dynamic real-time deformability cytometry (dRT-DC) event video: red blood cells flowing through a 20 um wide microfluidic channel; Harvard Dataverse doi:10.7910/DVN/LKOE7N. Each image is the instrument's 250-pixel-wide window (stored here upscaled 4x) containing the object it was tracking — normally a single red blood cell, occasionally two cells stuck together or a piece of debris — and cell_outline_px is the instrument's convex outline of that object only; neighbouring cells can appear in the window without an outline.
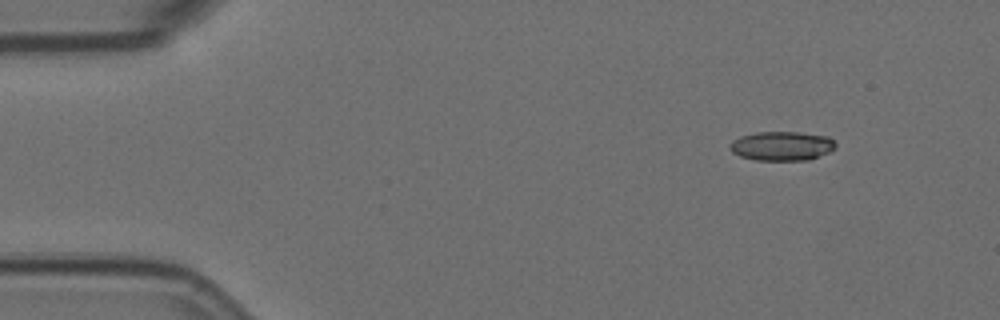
{"species": "Egyptian fruit bat (a non-hibernating species)", "species_latin": "Rousettus aegyptiacus", "temperature_condition": "room temperature", "stored_images_in_passage": 5, "camera_frame_rate_fps": 3000, "um_per_image_px": 0.085, "animal": {"sex": "female"}, "frame": {"image": 1, "passage_image": 1, "time_ms": 0.0, "image_size_px": [1000, 320], "cell_outline_px": [[836, 148], [828, 152], [808, 160], [756, 160], [740, 156], [732, 152], [728, 148], [728, 144], [732, 140], [740, 136], [756, 132], [796, 132], [828, 136], [836, 144]], "centroid_in_image_um": [66.41, 12.4], "position_along_channel_um": 18.6, "area_um2": 18.03}}
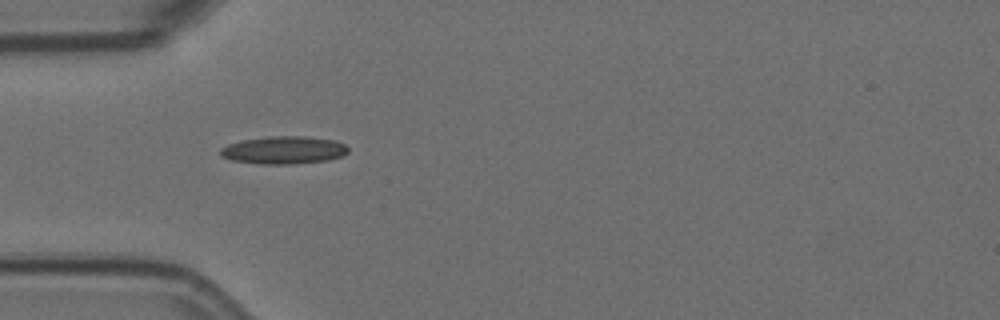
{"frame": {"image": 2, "passage_image": 4, "time_ms": 1.0, "image_size_px": [1000, 320], "cell_outline_px": [[348, 152], [344, 156], [328, 160], [292, 164], [260, 164], [232, 160], [220, 156], [220, 148], [228, 144], [244, 140], [268, 136], [304, 136], [336, 140], [344, 144], [348, 148]], "centroid_in_image_um": [24.14, 12.76], "position_along_channel_um": 60.9, "area_um2": 20.75}}
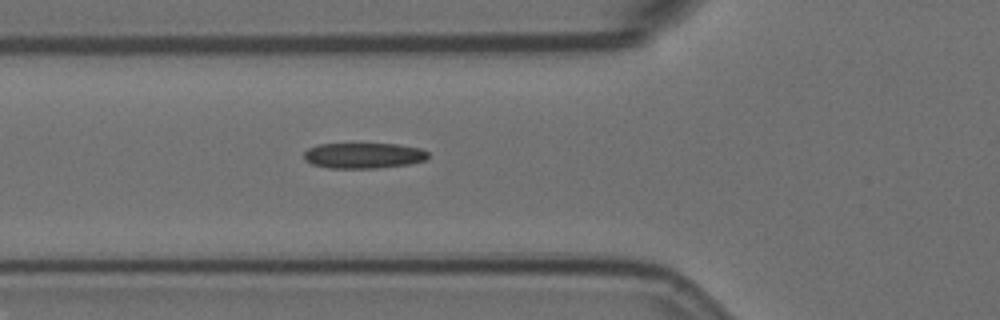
{"frame": {"image": 3, "passage_image": 5, "time_ms": 1.333, "image_size_px": [1000, 320], "cell_outline_px": [[428, 156], [424, 160], [408, 164], [376, 168], [328, 168], [312, 164], [304, 160], [304, 152], [308, 148], [316, 144], [396, 144], [420, 148], [428, 152]], "centroid_in_image_um": [30.86, 13.22], "position_along_channel_um": 94.9, "area_um2": 18.5}}